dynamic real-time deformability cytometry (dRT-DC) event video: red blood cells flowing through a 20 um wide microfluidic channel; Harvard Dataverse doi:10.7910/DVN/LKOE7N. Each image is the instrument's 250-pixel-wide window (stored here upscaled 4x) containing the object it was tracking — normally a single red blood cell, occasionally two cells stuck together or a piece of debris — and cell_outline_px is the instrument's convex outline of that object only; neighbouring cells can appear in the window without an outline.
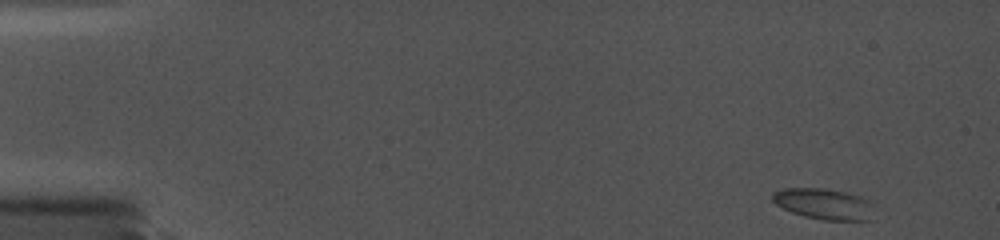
{"species": "common noctule bat (a hibernating species)", "species_latin": "Nyctalus noctula", "temperature_condition": "cold", "stored_images_in_passage": 29, "camera_frame_rate_fps": 5000, "um_per_image_px": 0.085, "animal": {"sex": "female", "body_mass_g": 19.0, "forearm_length_mm": 56.7}, "frame": {"image": 1, "passage_image": 1, "time_ms": 0.0, "image_size_px": [1000, 240], "cell_outline_px": [[872, 220], [824, 220], [804, 216], [792, 212], [776, 204], [772, 200], [772, 192], [784, 188], [828, 188], [860, 196], [868, 200], [872, 204]], "centroid_in_image_um": [70.03, 17.32], "position_along_channel_um": 15.0, "area_um2": 18.32}}
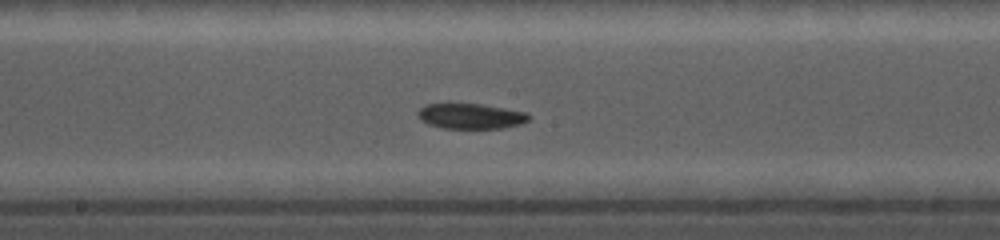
{"frame": {"image": 2, "passage_image": 16, "time_ms": 8.8, "image_size_px": [1000, 240], "cell_outline_px": [[532, 116], [528, 120], [520, 124], [500, 128], [444, 128], [428, 124], [420, 120], [416, 116], [416, 112], [424, 104], [480, 104], [528, 112]], "centroid_in_image_um": [39.99, 9.87], "position_along_channel_um": 208.2, "area_um2": 16.42}}
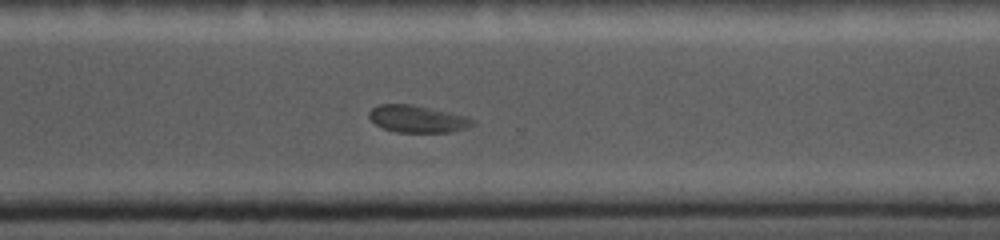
{"frame": {"image": 3, "passage_image": 26, "time_ms": 12.2, "image_size_px": [1000, 240], "cell_outline_px": [[476, 124], [468, 128], [452, 132], [396, 132], [384, 128], [376, 124], [368, 116], [368, 112], [372, 108], [380, 104], [412, 104], [468, 116], [476, 120]], "centroid_in_image_um": [35.54, 10.11], "position_along_channel_um": 335.1, "area_um2": 16.53}}